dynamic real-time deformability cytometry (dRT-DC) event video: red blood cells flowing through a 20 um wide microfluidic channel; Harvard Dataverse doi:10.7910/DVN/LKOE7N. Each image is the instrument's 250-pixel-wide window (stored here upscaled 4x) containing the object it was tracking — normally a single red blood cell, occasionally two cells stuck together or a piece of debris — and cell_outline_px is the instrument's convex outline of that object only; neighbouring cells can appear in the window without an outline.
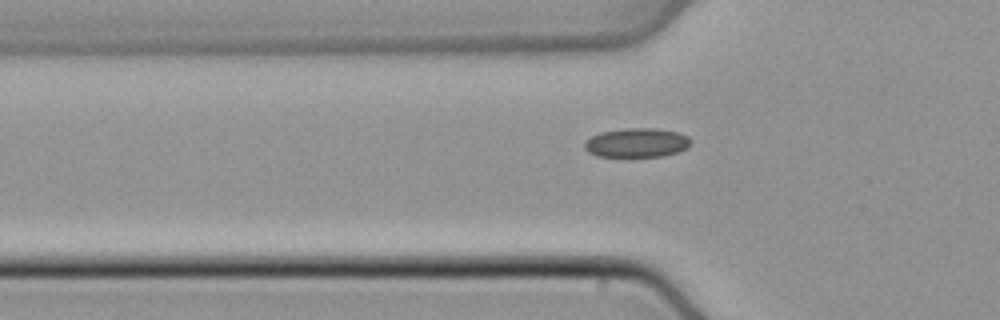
{"species": "common noctule bat (a hibernating species)", "species_latin": "Nyctalus noctula", "temperature_condition": "cold", "stored_images_in_passage": 34, "camera_frame_rate_fps": 3000, "um_per_image_px": 0.085, "animal": {"sex": "male", "body_mass_g": 21.5, "forearm_length_mm": 52.0}, "frame": {"image": 1, "passage_image": 7, "time_ms": 2.0, "image_size_px": [1000, 320], "cell_outline_px": [[692, 144], [688, 148], [664, 156], [596, 156], [588, 152], [584, 148], [584, 144], [592, 136], [600, 132], [624, 128], [656, 128], [680, 132], [688, 136], [692, 140]], "centroid_in_image_um": [54.17, 12.12], "position_along_channel_um": 71.6, "area_um2": 18.21}}
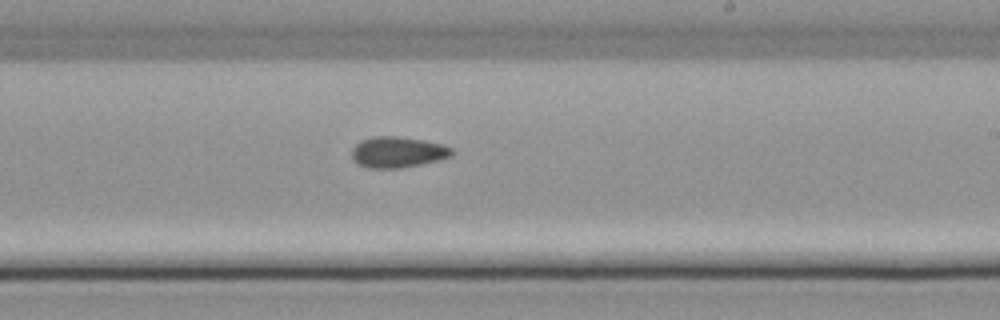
{"frame": {"image": 2, "passage_image": 20, "time_ms": 6.333, "image_size_px": [1000, 320], "cell_outline_px": [[452, 156], [420, 164], [396, 168], [368, 168], [360, 164], [352, 156], [352, 148], [360, 140], [372, 136], [396, 136], [424, 140], [440, 144], [452, 148]], "centroid_in_image_um": [33.78, 12.91], "position_along_channel_um": 255.2, "area_um2": 17.74}}
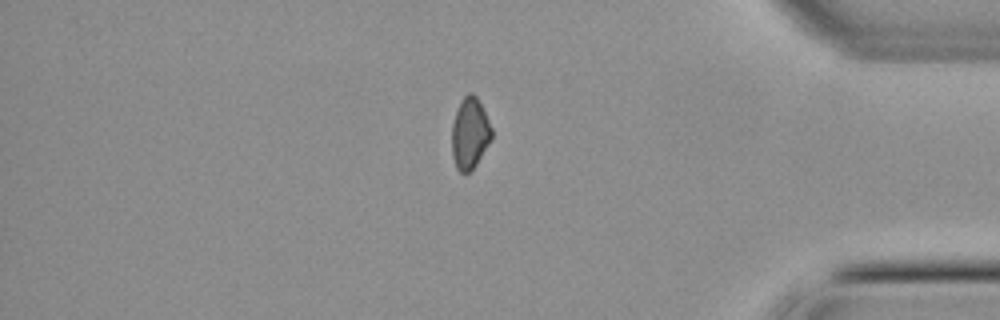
{"frame": {"image": 3, "passage_image": 32, "time_ms": 10.333, "image_size_px": [1000, 320], "cell_outline_px": [[492, 140], [476, 164], [468, 172], [460, 172], [456, 168], [452, 156], [452, 124], [460, 100], [468, 92], [472, 92], [476, 96], [492, 128]], "centroid_in_image_um": [39.93, 11.33], "position_along_channel_um": 395.3, "area_um2": 16.47}}